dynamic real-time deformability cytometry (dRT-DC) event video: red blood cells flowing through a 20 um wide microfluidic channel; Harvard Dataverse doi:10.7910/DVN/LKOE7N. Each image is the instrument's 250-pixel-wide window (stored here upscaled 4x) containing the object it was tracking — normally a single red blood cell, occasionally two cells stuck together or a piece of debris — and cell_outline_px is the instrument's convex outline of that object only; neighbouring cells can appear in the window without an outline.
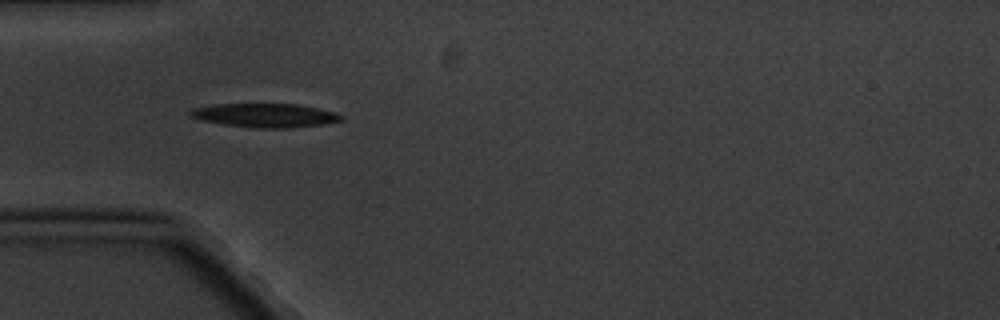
{"species": "common noctule bat (a hibernating species)", "species_latin": "Nyctalus noctula", "temperature_condition": "cold", "stored_images_in_passage": 6, "camera_frame_rate_fps": 3000, "um_per_image_px": 0.085, "animal": {"sex": "male", "body_mass_g": 20.1, "forearm_length_mm": 53.5}, "frame": {"image": 1, "passage_image": 5, "time_ms": 5.667, "image_size_px": [1000, 320], "cell_outline_px": [[344, 120], [320, 124], [288, 128], [256, 128], [224, 124], [200, 120], [188, 116], [188, 112], [192, 108], [216, 104], [296, 104], [336, 112], [344, 116]], "centroid_in_image_um": [22.5, 9.8], "position_along_channel_um": 62.5, "area_um2": 20.92}}